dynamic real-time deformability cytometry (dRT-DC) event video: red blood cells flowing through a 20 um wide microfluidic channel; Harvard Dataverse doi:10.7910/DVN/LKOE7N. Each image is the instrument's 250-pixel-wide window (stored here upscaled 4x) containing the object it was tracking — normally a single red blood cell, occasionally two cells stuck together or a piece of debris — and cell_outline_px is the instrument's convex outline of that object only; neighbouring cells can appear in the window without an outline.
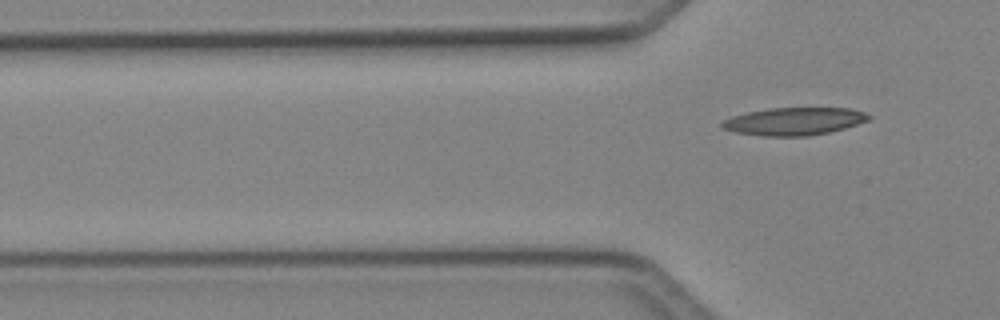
{"species": "Egyptian fruit bat (a non-hibernating species)", "species_latin": "Rousettus aegyptiacus", "temperature_condition": "cold", "stored_images_in_passage": 6, "segment_of_instrument_passage": [2, 2], "camera_frame_rate_fps": 3000, "um_per_image_px": 0.085, "animal": {"sex": "female"}, "frame": {"image": 1, "passage_image": 6, "time_ms": 1.667, "image_size_px": [1000, 320], "cell_outline_px": [[872, 116], [868, 120], [844, 128], [828, 132], [808, 136], [760, 136], [736, 132], [720, 128], [720, 124], [724, 120], [732, 116], [748, 112], [768, 108], [848, 108], [864, 112]], "centroid_in_image_um": [67.46, 10.31], "position_along_channel_um": 58.3, "area_um2": 23.58}}